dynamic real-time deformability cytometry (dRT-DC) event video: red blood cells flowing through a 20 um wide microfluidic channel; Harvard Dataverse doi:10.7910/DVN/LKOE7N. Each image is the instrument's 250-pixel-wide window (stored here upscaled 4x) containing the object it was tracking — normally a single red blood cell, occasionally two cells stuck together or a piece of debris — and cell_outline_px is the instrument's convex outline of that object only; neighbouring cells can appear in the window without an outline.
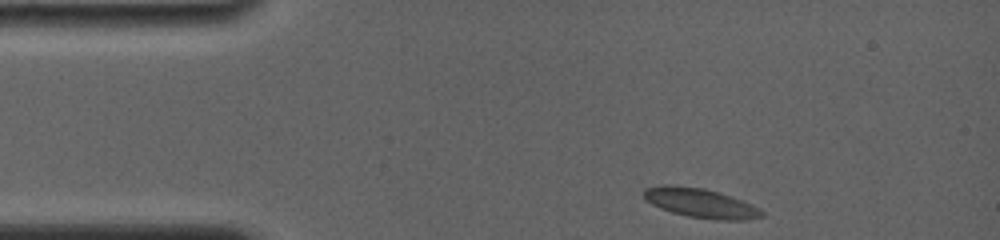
{"species": "common noctule bat (a hibernating species)", "species_latin": "Nyctalus noctula", "temperature_condition": "room temperature", "stored_images_in_passage": 68, "camera_frame_rate_fps": 4000, "um_per_image_px": 0.085, "animal": {"sex": "female", "body_mass_g": 19.0, "forearm_length_mm": 56.7}, "frame": {"image": 1, "passage_image": 1, "time_ms": 0.0, "image_size_px": [1000, 240], "cell_outline_px": [[764, 216], [744, 220], [720, 220], [688, 216], [672, 212], [660, 208], [644, 200], [644, 188], [660, 184], [668, 184], [704, 188], [720, 192], [744, 200], [760, 208], [764, 212]], "centroid_in_image_um": [59.55, 17.24], "position_along_channel_um": 25.4, "area_um2": 20.46}}
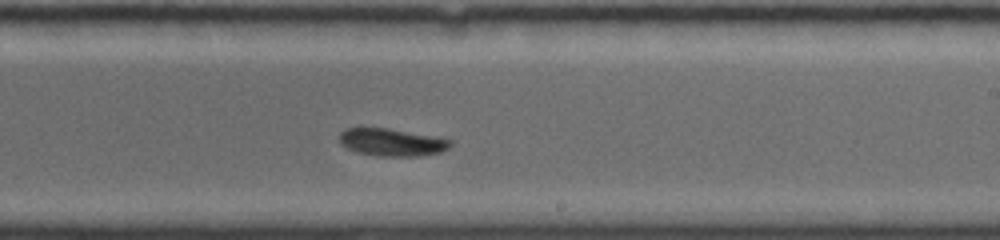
{"frame": {"image": 2, "passage_image": 35, "time_ms": 7.5, "image_size_px": [1000, 240], "cell_outline_px": [[452, 144], [448, 148], [440, 152], [420, 156], [376, 156], [356, 152], [340, 144], [340, 132], [344, 128], [388, 128], [444, 136], [452, 140]], "centroid_in_image_um": [33.37, 12.08], "position_along_channel_um": 255.6, "area_um2": 18.26}}
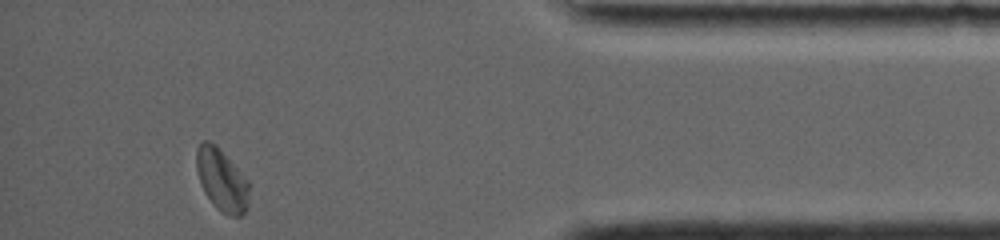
{"frame": {"image": 3, "passage_image": 66, "time_ms": 12.5, "image_size_px": [1000, 240], "cell_outline_px": [[248, 208], [240, 216], [228, 216], [220, 212], [212, 204], [204, 192], [200, 184], [196, 168], [196, 148], [204, 140], [208, 140], [216, 144], [248, 180]], "centroid_in_image_um": [18.83, 15.3], "position_along_channel_um": 416.4, "area_um2": 19.31}, "authors_computed_cell_mechanics": {"area_um2": 18.8428, "velocity_mm_per_s": 3.7964, "shape_relaxation_time_tau1_ms": 3.1555, "shape_relaxation_time_tau2_ms": null, "deformation_change_tau1": 0.1088, "deformation_change_tau2": null}}